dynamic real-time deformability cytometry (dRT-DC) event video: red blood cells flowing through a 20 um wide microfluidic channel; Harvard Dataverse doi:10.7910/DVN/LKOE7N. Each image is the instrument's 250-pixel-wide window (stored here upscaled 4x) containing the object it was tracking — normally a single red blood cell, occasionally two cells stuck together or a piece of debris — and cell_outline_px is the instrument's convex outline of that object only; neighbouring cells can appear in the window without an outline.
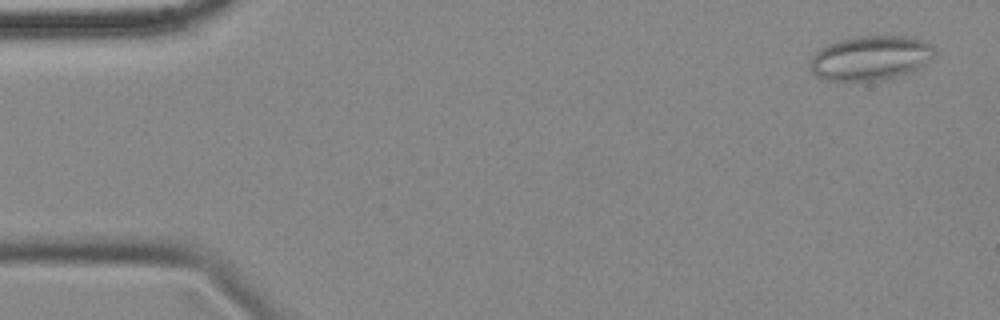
{"species": "common noctule bat (a hibernating species)", "species_latin": "Nyctalus noctula", "temperature_condition": "cold", "stored_images_in_passage": 57, "camera_frame_rate_fps": 3000, "um_per_image_px": 0.085, "animal": {"sex": "female", "body_mass_g": 18.4}, "frame": {"image": 1, "passage_image": 3, "time_ms": 0.667, "image_size_px": [1000, 320], "cell_outline_px": [[936, 52], [932, 56], [916, 68], [892, 76], [876, 80], [828, 80], [816, 76], [808, 68], [808, 64], [812, 56], [820, 48], [836, 40], [856, 36], [904, 36], [920, 40], [932, 44], [936, 48]], "centroid_in_image_um": [73.9, 4.9], "position_along_channel_um": 11.1, "area_um2": 31.73}}
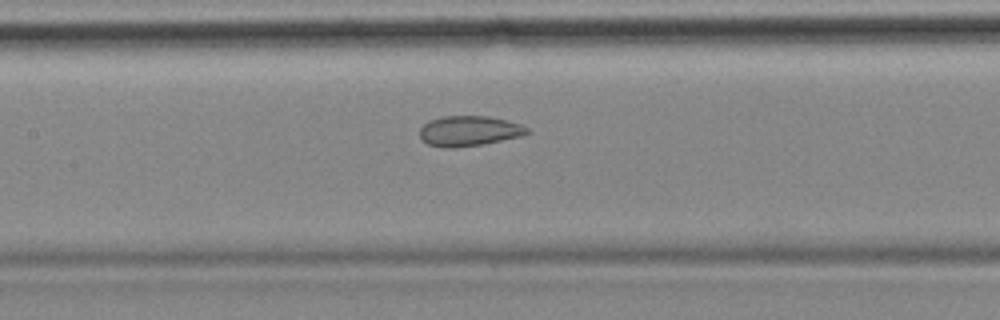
{"frame": {"image": 2, "passage_image": 26, "time_ms": 8.333, "image_size_px": [1000, 320], "cell_outline_px": [[528, 132], [520, 136], [484, 144], [452, 148], [444, 148], [428, 144], [420, 136], [420, 128], [424, 124], [440, 116], [488, 116], [520, 124], [528, 128]], "centroid_in_image_um": [39.84, 11.13], "position_along_channel_um": 167.6, "area_um2": 18.67}}
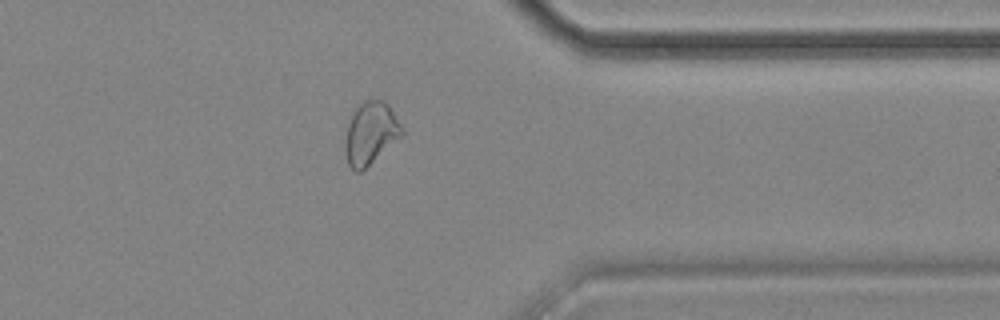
{"frame": {"image": 3, "passage_image": 45, "time_ms": 14.667, "image_size_px": [1000, 320], "cell_outline_px": [[404, 132], [400, 136], [360, 172], [356, 172], [348, 164], [348, 124], [356, 108], [364, 100], [384, 100], [388, 104], [404, 128]], "centroid_in_image_um": [31.56, 11.27], "position_along_channel_um": 379.8, "area_um2": 19.54}, "authors_computed_cell_mechanics": {"area_um2": 22.1374, "velocity_mm_per_s": 3.5094, "shape_relaxation_time_tau1_ms": null, "shape_relaxation_time_tau2_ms": 1.4325, "deformation_change_tau1": null, "deformation_change_tau2": 0.0744}}